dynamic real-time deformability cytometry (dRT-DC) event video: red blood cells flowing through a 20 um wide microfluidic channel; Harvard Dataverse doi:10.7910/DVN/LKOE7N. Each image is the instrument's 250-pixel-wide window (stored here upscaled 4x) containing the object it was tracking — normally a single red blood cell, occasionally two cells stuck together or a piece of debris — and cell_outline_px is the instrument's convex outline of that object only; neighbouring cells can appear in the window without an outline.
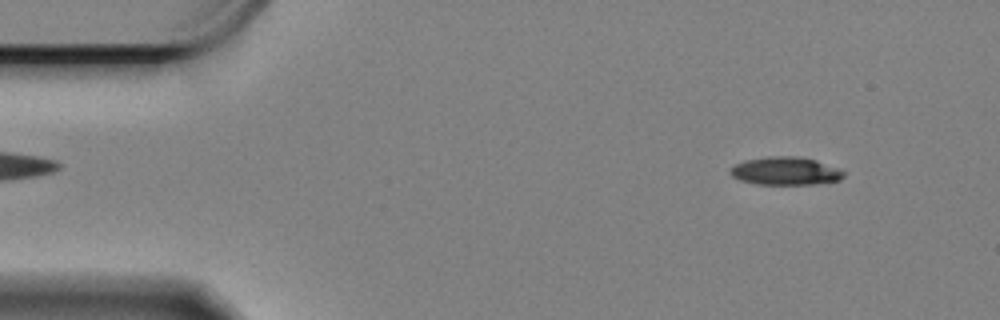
{"species": "Egyptian fruit bat (a non-hibernating species)", "species_latin": "Rousettus aegyptiacus", "temperature_condition": "cold", "stored_images_in_passage": 58, "camera_frame_rate_fps": 3000, "um_per_image_px": 0.085, "animal": {"sex": "female"}, "frame": {"image": 1, "passage_image": 5, "time_ms": 1.333, "image_size_px": [1000, 320], "cell_outline_px": [[844, 176], [840, 180], [828, 184], [756, 184], [740, 180], [732, 176], [728, 172], [728, 168], [744, 160], [768, 156], [796, 156], [816, 160], [836, 168], [844, 172]], "centroid_in_image_um": [66.74, 14.54], "position_along_channel_um": 18.3, "area_um2": 18.73}}
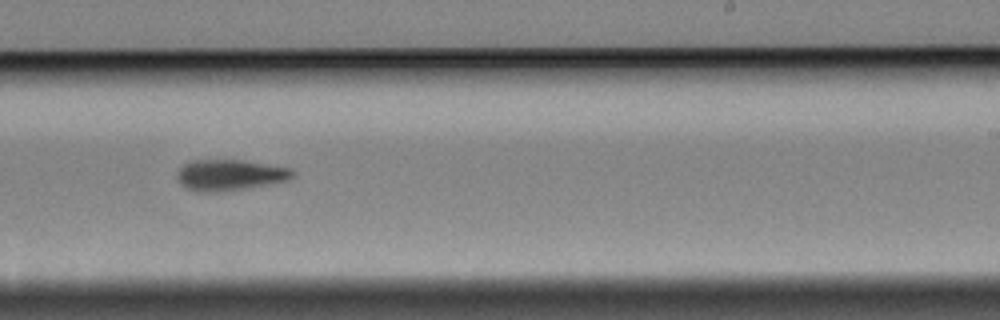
{"frame": {"image": 2, "passage_image": 35, "time_ms": 11.333, "image_size_px": [1000, 320], "cell_outline_px": [[296, 172], [288, 180], [248, 188], [220, 192], [196, 192], [184, 188], [180, 184], [176, 176], [180, 168], [184, 164], [192, 160], [244, 160], [288, 168]], "centroid_in_image_um": [19.48, 14.89], "position_along_channel_um": 269.5, "area_um2": 20.92}}
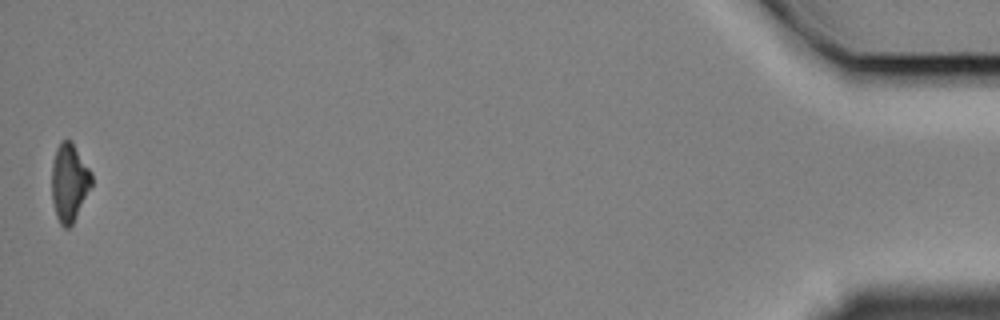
{"frame": {"image": 3, "passage_image": 58, "time_ms": 19.0, "image_size_px": [1000, 320], "cell_outline_px": [[92, 184], [72, 224], [68, 228], [64, 228], [60, 224], [56, 216], [52, 200], [52, 164], [56, 148], [60, 140], [72, 140], [92, 172]], "centroid_in_image_um": [5.88, 15.47], "position_along_channel_um": 429.3, "area_um2": 18.15}, "authors_computed_cell_mechanics": {"area_um2": 20.1144, "velocity_mm_per_s": 3.3264, "shape_relaxation_time_tau1_ms": 4.5237, "shape_relaxation_time_tau2_ms": null, "deformation_change_tau1": 0.1198, "deformation_change_tau2": null}}